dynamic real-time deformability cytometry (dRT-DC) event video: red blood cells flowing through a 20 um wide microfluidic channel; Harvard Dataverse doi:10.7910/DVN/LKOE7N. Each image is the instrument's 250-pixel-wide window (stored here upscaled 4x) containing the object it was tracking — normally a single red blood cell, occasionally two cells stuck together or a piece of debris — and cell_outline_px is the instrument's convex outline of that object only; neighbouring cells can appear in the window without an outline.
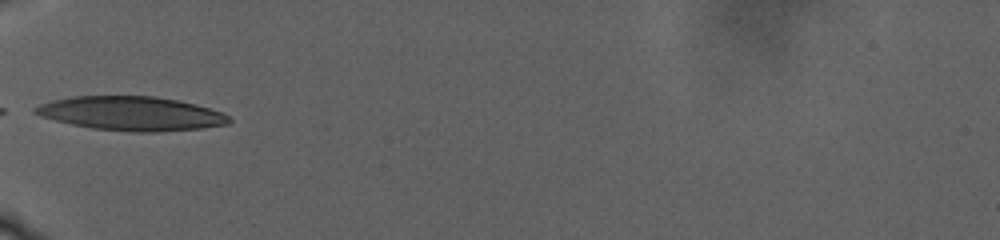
{"species": "human", "species_latin": "Homo sapiens", "temperature_condition": "warm", "stored_images_in_passage": 31, "camera_frame_rate_fps": 3000, "um_per_image_px": 0.085, "donor": {"sex": "male"}, "frame": {"image": 1, "passage_image": 1, "time_ms": 0.0, "image_size_px": [1000, 240], "cell_outline_px": [[232, 120], [228, 124], [200, 128], [160, 132], [136, 132], [92, 128], [72, 124], [40, 116], [32, 112], [32, 108], [40, 104], [52, 100], [72, 96], [156, 96], [196, 104], [224, 112]], "centroid_in_image_um": [11.16, 9.64], "position_along_channel_um": 73.8, "area_um2": 38.49}}
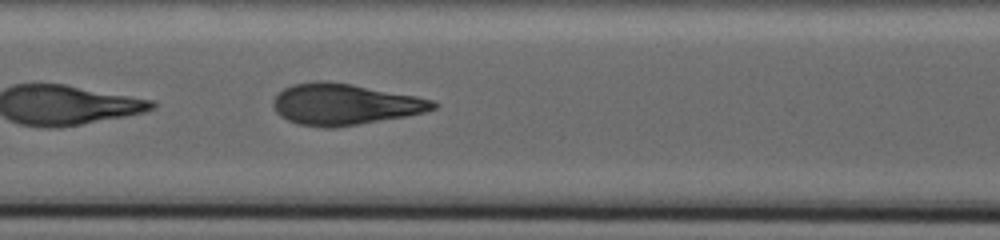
{"frame": {"image": 2, "passage_image": 17, "time_ms": 4.667, "image_size_px": [1000, 240], "cell_outline_px": [[440, 104], [436, 108], [424, 112], [404, 116], [336, 128], [324, 128], [296, 124], [280, 116], [276, 112], [272, 104], [272, 100], [284, 88], [292, 84], [316, 80], [324, 80], [352, 84], [416, 96], [432, 100]], "centroid_in_image_um": [29.25, 8.86], "position_along_channel_um": 178.1, "area_um2": 38.49}}